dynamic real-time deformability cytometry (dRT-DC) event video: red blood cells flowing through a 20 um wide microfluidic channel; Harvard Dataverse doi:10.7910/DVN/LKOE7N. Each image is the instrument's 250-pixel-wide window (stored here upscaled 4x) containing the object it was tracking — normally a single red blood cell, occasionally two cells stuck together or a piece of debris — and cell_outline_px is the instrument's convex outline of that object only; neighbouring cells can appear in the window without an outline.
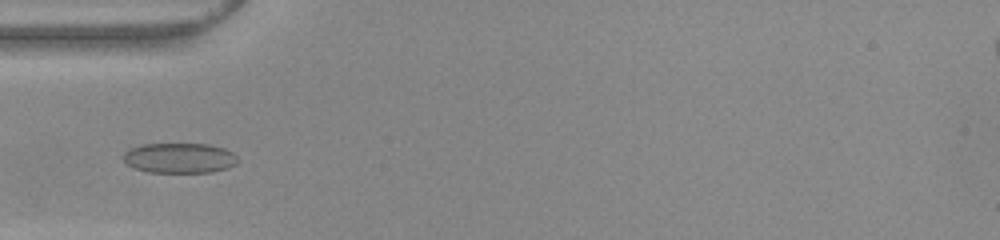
{"species": "common noctule bat (a hibernating species)", "species_latin": "Nyctalus noctula", "temperature_condition": "warm", "stored_images_in_passage": 37, "camera_frame_rate_fps": 3000, "um_per_image_px": 0.085, "animal": {"sex": "female", "body_mass_g": 22.0, "forearm_length_mm": 56.7}, "frame": {"image": 1, "passage_image": 2, "time_ms": 0.333, "image_size_px": [1000, 240], "cell_outline_px": [[240, 160], [236, 164], [228, 168], [212, 172], [148, 172], [132, 168], [124, 160], [124, 152], [128, 148], [140, 144], [208, 144], [224, 148], [232, 152]], "centroid_in_image_um": [15.25, 13.43], "position_along_channel_um": 69.7, "area_um2": 20.29}}
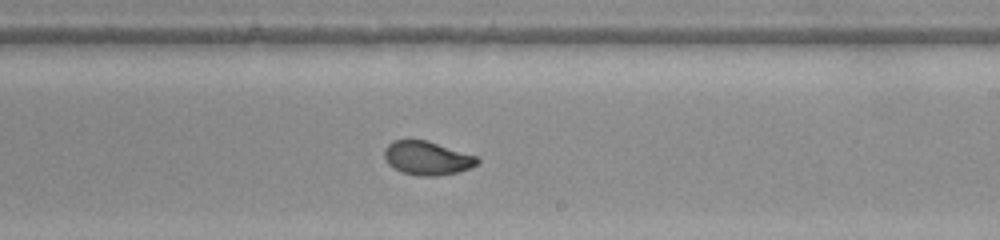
{"frame": {"image": 2, "passage_image": 16, "time_ms": 5.0, "image_size_px": [1000, 240], "cell_outline_px": [[480, 160], [476, 164], [468, 168], [456, 172], [436, 176], [416, 176], [404, 172], [388, 164], [384, 156], [384, 148], [392, 140], [428, 140], [476, 156]], "centroid_in_image_um": [36.28, 13.42], "position_along_channel_um": 252.7, "area_um2": 18.09}}
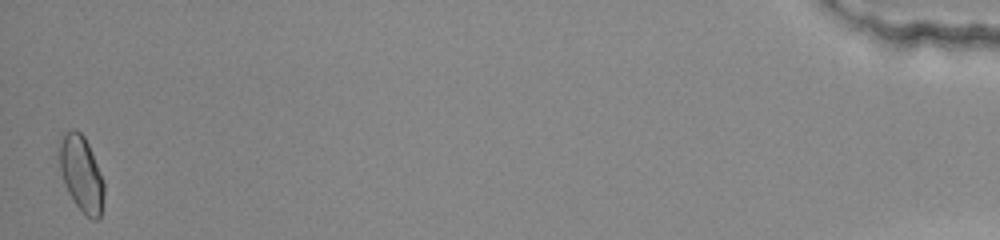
{"frame": {"image": 3, "passage_image": 37, "time_ms": 12.0, "image_size_px": [1000, 240], "cell_outline_px": [[104, 196], [100, 216], [96, 220], [92, 220], [72, 200], [64, 184], [60, 168], [60, 144], [64, 132], [72, 128], [76, 128], [84, 136], [88, 144], [104, 180]], "centroid_in_image_um": [6.93, 14.76], "position_along_channel_um": 428.3, "area_um2": 19.54}, "authors_computed_cell_mechanics": {"area_um2": 18.6694, "velocity_mm_per_s": 3.9143, "shape_relaxation_time_tau1_ms": 6.1947, "shape_relaxation_time_tau2_ms": null, "deformation_change_tau1": 0.1852, "deformation_change_tau2": null}}